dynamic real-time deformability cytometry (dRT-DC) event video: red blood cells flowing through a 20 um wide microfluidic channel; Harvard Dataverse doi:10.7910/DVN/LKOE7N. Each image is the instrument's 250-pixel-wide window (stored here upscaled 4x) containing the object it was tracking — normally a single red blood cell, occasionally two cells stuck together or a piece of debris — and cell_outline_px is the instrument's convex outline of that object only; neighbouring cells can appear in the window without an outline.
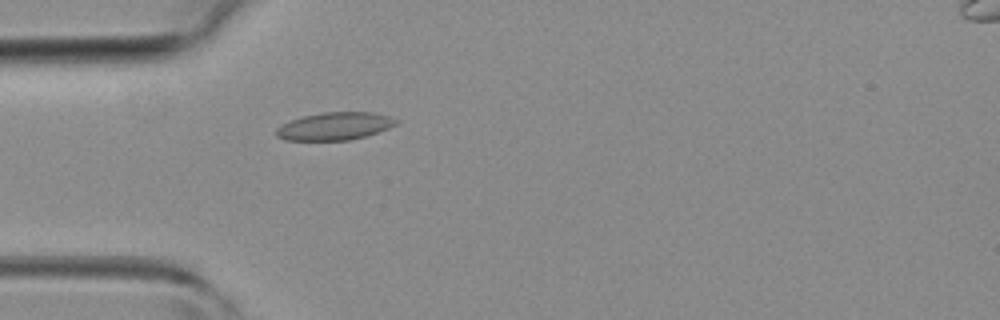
{"species": "common noctule bat (a hibernating species)", "species_latin": "Nyctalus noctula", "temperature_condition": "room temperature", "stored_images_in_passage": 24, "camera_frame_rate_fps": 3000, "um_per_image_px": 0.085, "animal": {"sex": "female", "body_mass_g": 19.3, "forearm_length_mm": 54.1}, "frame": {"image": 1, "passage_image": 3, "time_ms": 0.667, "image_size_px": [1000, 320], "cell_outline_px": [[400, 120], [396, 124], [388, 128], [352, 140], [284, 140], [276, 136], [276, 128], [280, 124], [304, 116], [320, 112], [376, 112]], "centroid_in_image_um": [28.43, 10.72], "position_along_channel_um": 56.6, "area_um2": 19.36}}
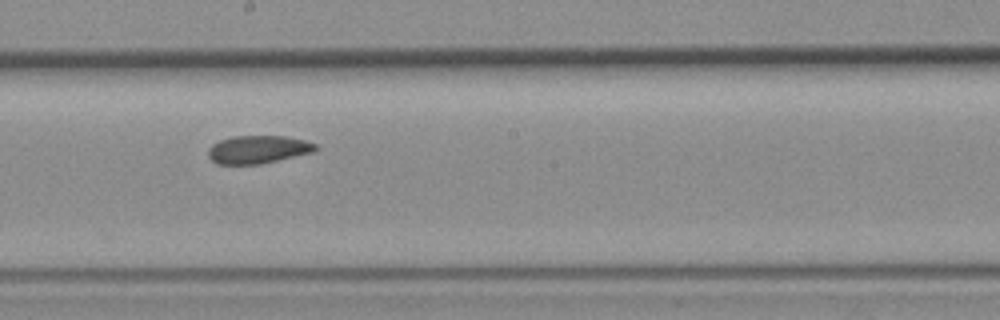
{"frame": {"image": 2, "passage_image": 14, "time_ms": 4.333, "image_size_px": [1000, 320], "cell_outline_px": [[320, 148], [316, 152], [260, 164], [216, 164], [208, 156], [208, 148], [212, 144], [220, 140], [232, 136], [284, 136], [304, 140], [316, 144]], "centroid_in_image_um": [21.96, 12.71], "position_along_channel_um": 226.2, "area_um2": 17.69}}
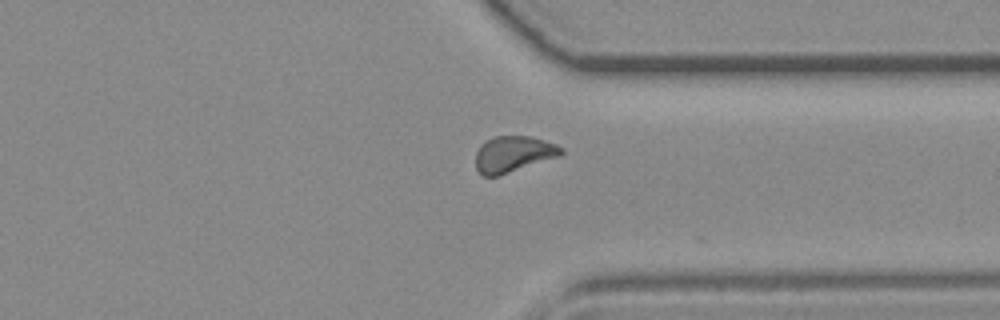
{"frame": {"image": 3, "passage_image": 23, "time_ms": 7.333, "image_size_px": [1000, 320], "cell_outline_px": [[564, 152], [560, 156], [496, 176], [484, 176], [476, 168], [476, 152], [480, 144], [484, 140], [492, 136], [532, 136], [556, 144], [564, 148]], "centroid_in_image_um": [43.63, 13.07], "position_along_channel_um": 367.8, "area_um2": 18.03}}